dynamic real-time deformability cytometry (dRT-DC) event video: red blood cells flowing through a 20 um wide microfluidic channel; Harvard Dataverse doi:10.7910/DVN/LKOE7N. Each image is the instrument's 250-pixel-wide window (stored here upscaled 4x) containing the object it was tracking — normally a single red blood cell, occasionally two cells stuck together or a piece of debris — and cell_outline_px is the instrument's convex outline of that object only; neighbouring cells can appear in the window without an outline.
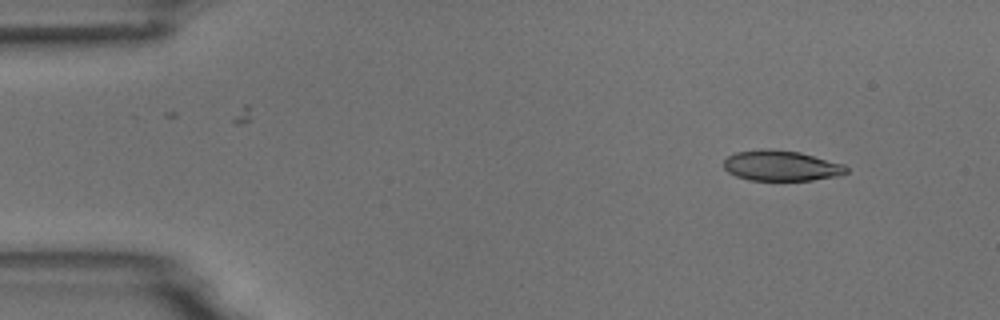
{"species": "common noctule bat (a hibernating species)", "species_latin": "Nyctalus noctula", "temperature_condition": "room temperature", "stored_images_in_passage": 10, "camera_frame_rate_fps": 3000, "um_per_image_px": 0.085, "animal": {"sex": "male", "body_mass_g": 18.8}, "frame": {"image": 1, "passage_image": 1, "time_ms": 0.0, "image_size_px": [1000, 320], "cell_outline_px": [[848, 172], [840, 176], [812, 180], [748, 180], [736, 176], [728, 172], [724, 168], [724, 160], [728, 156], [736, 152], [760, 148], [768, 148], [800, 152], [844, 164], [848, 168]], "centroid_in_image_um": [66.41, 14.08], "position_along_channel_um": 18.6, "area_um2": 21.96}}
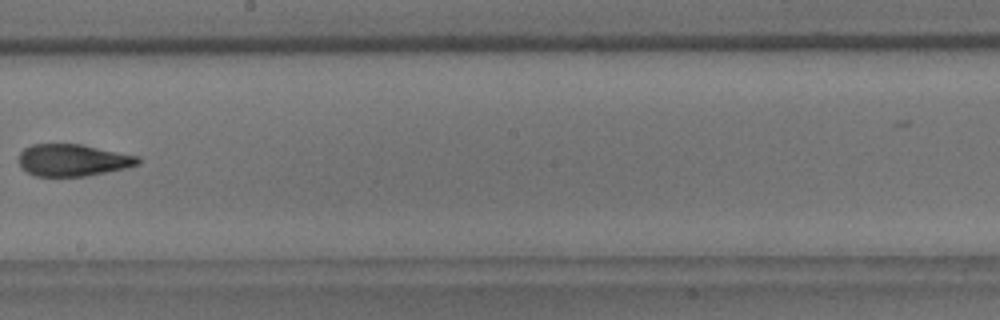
{"frame": {"image": 2, "passage_image": 8, "time_ms": 8.333, "image_size_px": [1000, 320], "cell_outline_px": [[140, 164], [128, 168], [88, 176], [36, 176], [20, 168], [20, 152], [24, 148], [32, 144], [80, 144], [140, 156]], "centroid_in_image_um": [6.23, 13.62], "position_along_channel_um": 242.0, "area_um2": 22.37}}
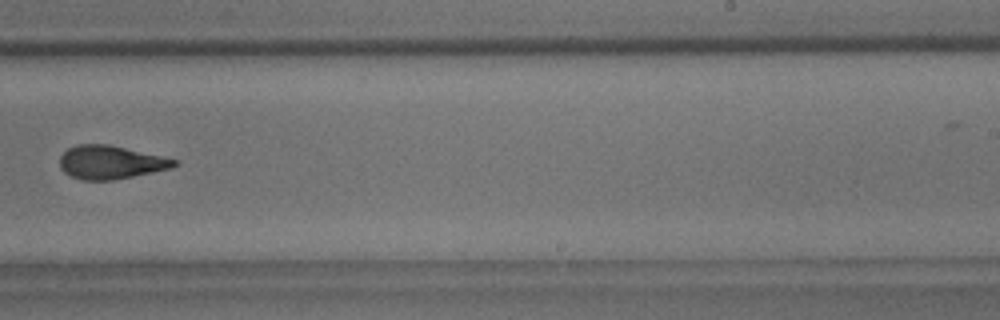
{"frame": {"image": 3, "passage_image": 9, "time_ms": 9.333, "image_size_px": [1000, 320], "cell_outline_px": [[180, 164], [172, 168], [112, 180], [84, 180], [72, 176], [64, 172], [60, 168], [60, 156], [68, 148], [76, 144], [108, 144], [180, 160]], "centroid_in_image_um": [9.42, 13.78], "position_along_channel_um": 279.6, "area_um2": 22.25}}